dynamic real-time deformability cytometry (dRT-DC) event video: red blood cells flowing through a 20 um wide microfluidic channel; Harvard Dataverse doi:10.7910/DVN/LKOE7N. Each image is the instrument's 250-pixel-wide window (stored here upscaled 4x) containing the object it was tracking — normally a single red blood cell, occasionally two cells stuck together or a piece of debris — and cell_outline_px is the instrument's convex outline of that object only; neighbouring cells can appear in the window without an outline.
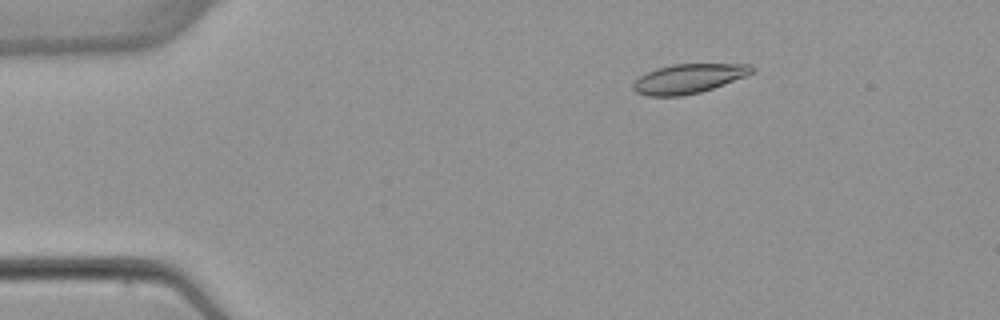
{"species": "common noctule bat (a hibernating species)", "species_latin": "Nyctalus noctula", "temperature_condition": "warm", "stored_images_in_passage": 6, "camera_frame_rate_fps": 3000, "um_per_image_px": 0.085, "animal": {"sex": "female", "body_mass_g": 22.7, "forearm_length_mm": 54.2}, "frame": {"image": 1, "passage_image": 3, "time_ms": 2.333, "image_size_px": [1000, 320], "cell_outline_px": [[756, 72], [724, 84], [700, 92], [680, 96], [648, 96], [636, 92], [632, 88], [632, 84], [640, 76], [656, 68], [672, 64], [752, 64], [756, 68]], "centroid_in_image_um": [58.55, 6.67], "position_along_channel_um": 26.4, "area_um2": 20.35}}
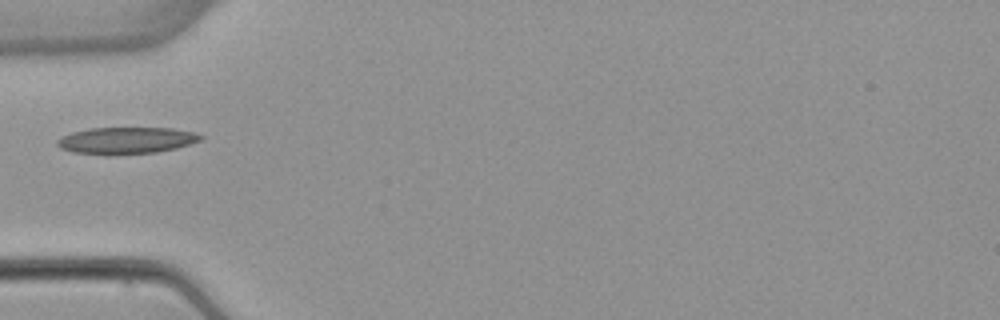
{"frame": {"image": 2, "passage_image": 5, "time_ms": 5.333, "image_size_px": [1000, 320], "cell_outline_px": [[204, 136], [200, 140], [176, 148], [156, 152], [112, 156], [108, 156], [72, 152], [60, 148], [56, 144], [56, 140], [60, 136], [72, 132], [88, 128], [172, 128], [192, 132]], "centroid_in_image_um": [10.65, 11.96], "position_along_channel_um": 74.4, "area_um2": 22.66}}
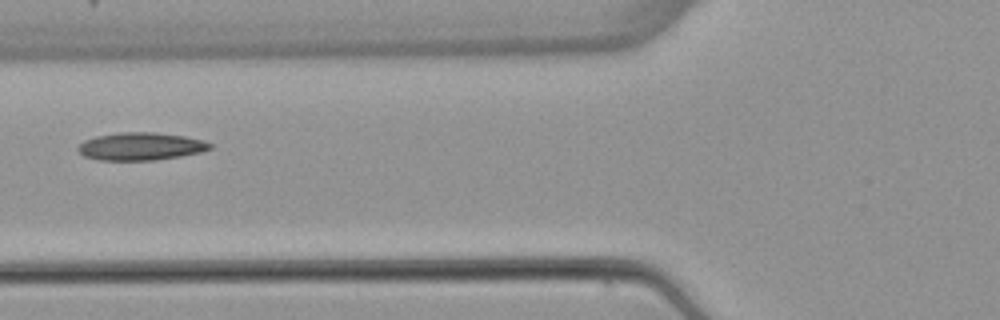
{"frame": {"image": 3, "passage_image": 6, "time_ms": 6.333, "image_size_px": [1000, 320], "cell_outline_px": [[212, 148], [200, 152], [180, 156], [156, 160], [100, 160], [84, 156], [76, 148], [84, 140], [96, 136], [120, 132], [152, 132], [184, 136], [204, 140], [212, 144]], "centroid_in_image_um": [11.96, 12.44], "position_along_channel_um": 113.8, "area_um2": 21.27}}